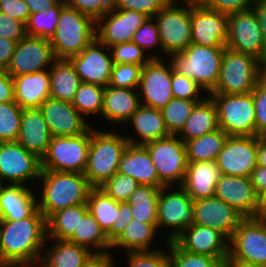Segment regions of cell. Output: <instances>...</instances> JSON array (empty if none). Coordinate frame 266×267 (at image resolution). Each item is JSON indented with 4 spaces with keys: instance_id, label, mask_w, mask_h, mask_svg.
<instances>
[{
    "instance_id": "obj_1",
    "label": "cell",
    "mask_w": 266,
    "mask_h": 267,
    "mask_svg": "<svg viewBox=\"0 0 266 267\" xmlns=\"http://www.w3.org/2000/svg\"><path fill=\"white\" fill-rule=\"evenodd\" d=\"M47 242L46 218L39 209L22 220H0V256L6 266L40 263Z\"/></svg>"
},
{
    "instance_id": "obj_2",
    "label": "cell",
    "mask_w": 266,
    "mask_h": 267,
    "mask_svg": "<svg viewBox=\"0 0 266 267\" xmlns=\"http://www.w3.org/2000/svg\"><path fill=\"white\" fill-rule=\"evenodd\" d=\"M39 180L43 189L38 209L46 219L58 210L86 204L92 188L83 173L41 170Z\"/></svg>"
},
{
    "instance_id": "obj_3",
    "label": "cell",
    "mask_w": 266,
    "mask_h": 267,
    "mask_svg": "<svg viewBox=\"0 0 266 267\" xmlns=\"http://www.w3.org/2000/svg\"><path fill=\"white\" fill-rule=\"evenodd\" d=\"M129 145L126 136L90 128V146L84 175L92 187H100L118 172L119 162Z\"/></svg>"
},
{
    "instance_id": "obj_4",
    "label": "cell",
    "mask_w": 266,
    "mask_h": 267,
    "mask_svg": "<svg viewBox=\"0 0 266 267\" xmlns=\"http://www.w3.org/2000/svg\"><path fill=\"white\" fill-rule=\"evenodd\" d=\"M226 46H201L191 43L184 51L171 54L174 71L193 79L208 94L215 88Z\"/></svg>"
},
{
    "instance_id": "obj_5",
    "label": "cell",
    "mask_w": 266,
    "mask_h": 267,
    "mask_svg": "<svg viewBox=\"0 0 266 267\" xmlns=\"http://www.w3.org/2000/svg\"><path fill=\"white\" fill-rule=\"evenodd\" d=\"M266 73V65L256 57L225 48L220 75L209 94H245L252 92Z\"/></svg>"
},
{
    "instance_id": "obj_6",
    "label": "cell",
    "mask_w": 266,
    "mask_h": 267,
    "mask_svg": "<svg viewBox=\"0 0 266 267\" xmlns=\"http://www.w3.org/2000/svg\"><path fill=\"white\" fill-rule=\"evenodd\" d=\"M96 22L78 10L64 5L54 35L49 39L56 59L78 55L96 38Z\"/></svg>"
},
{
    "instance_id": "obj_7",
    "label": "cell",
    "mask_w": 266,
    "mask_h": 267,
    "mask_svg": "<svg viewBox=\"0 0 266 267\" xmlns=\"http://www.w3.org/2000/svg\"><path fill=\"white\" fill-rule=\"evenodd\" d=\"M208 95L216 105L219 128L228 136H256L252 92Z\"/></svg>"
},
{
    "instance_id": "obj_8",
    "label": "cell",
    "mask_w": 266,
    "mask_h": 267,
    "mask_svg": "<svg viewBox=\"0 0 266 267\" xmlns=\"http://www.w3.org/2000/svg\"><path fill=\"white\" fill-rule=\"evenodd\" d=\"M153 18L158 25L163 55L182 52L191 44V3L170 1Z\"/></svg>"
},
{
    "instance_id": "obj_9",
    "label": "cell",
    "mask_w": 266,
    "mask_h": 267,
    "mask_svg": "<svg viewBox=\"0 0 266 267\" xmlns=\"http://www.w3.org/2000/svg\"><path fill=\"white\" fill-rule=\"evenodd\" d=\"M90 146V129L77 136L52 137L41 169L56 172L84 173Z\"/></svg>"
},
{
    "instance_id": "obj_10",
    "label": "cell",
    "mask_w": 266,
    "mask_h": 267,
    "mask_svg": "<svg viewBox=\"0 0 266 267\" xmlns=\"http://www.w3.org/2000/svg\"><path fill=\"white\" fill-rule=\"evenodd\" d=\"M176 136L170 134L144 145L151 156L159 180L165 186L173 187V183L181 186L188 166L185 142Z\"/></svg>"
},
{
    "instance_id": "obj_11",
    "label": "cell",
    "mask_w": 266,
    "mask_h": 267,
    "mask_svg": "<svg viewBox=\"0 0 266 267\" xmlns=\"http://www.w3.org/2000/svg\"><path fill=\"white\" fill-rule=\"evenodd\" d=\"M177 187L174 191L170 190L171 186L162 187L158 198L157 230L173 229L166 234L167 242L174 241L187 227L194 225L193 199L181 186Z\"/></svg>"
},
{
    "instance_id": "obj_12",
    "label": "cell",
    "mask_w": 266,
    "mask_h": 267,
    "mask_svg": "<svg viewBox=\"0 0 266 267\" xmlns=\"http://www.w3.org/2000/svg\"><path fill=\"white\" fill-rule=\"evenodd\" d=\"M226 47L252 55L266 65V43L253 8L228 15Z\"/></svg>"
},
{
    "instance_id": "obj_13",
    "label": "cell",
    "mask_w": 266,
    "mask_h": 267,
    "mask_svg": "<svg viewBox=\"0 0 266 267\" xmlns=\"http://www.w3.org/2000/svg\"><path fill=\"white\" fill-rule=\"evenodd\" d=\"M225 261L266 267V221L244 218L229 240V256Z\"/></svg>"
},
{
    "instance_id": "obj_14",
    "label": "cell",
    "mask_w": 266,
    "mask_h": 267,
    "mask_svg": "<svg viewBox=\"0 0 266 267\" xmlns=\"http://www.w3.org/2000/svg\"><path fill=\"white\" fill-rule=\"evenodd\" d=\"M41 170V159L17 141L0 142V184L25 185L39 180Z\"/></svg>"
},
{
    "instance_id": "obj_15",
    "label": "cell",
    "mask_w": 266,
    "mask_h": 267,
    "mask_svg": "<svg viewBox=\"0 0 266 267\" xmlns=\"http://www.w3.org/2000/svg\"><path fill=\"white\" fill-rule=\"evenodd\" d=\"M169 64L160 58L143 66L138 86L141 105L162 110L174 98L171 89L174 69L170 61Z\"/></svg>"
},
{
    "instance_id": "obj_16",
    "label": "cell",
    "mask_w": 266,
    "mask_h": 267,
    "mask_svg": "<svg viewBox=\"0 0 266 267\" xmlns=\"http://www.w3.org/2000/svg\"><path fill=\"white\" fill-rule=\"evenodd\" d=\"M55 60L56 57L49 39L26 35L17 42L6 71L11 77L26 75L49 69Z\"/></svg>"
},
{
    "instance_id": "obj_17",
    "label": "cell",
    "mask_w": 266,
    "mask_h": 267,
    "mask_svg": "<svg viewBox=\"0 0 266 267\" xmlns=\"http://www.w3.org/2000/svg\"><path fill=\"white\" fill-rule=\"evenodd\" d=\"M258 136H228L216 159L221 174L250 177L257 166Z\"/></svg>"
},
{
    "instance_id": "obj_18",
    "label": "cell",
    "mask_w": 266,
    "mask_h": 267,
    "mask_svg": "<svg viewBox=\"0 0 266 267\" xmlns=\"http://www.w3.org/2000/svg\"><path fill=\"white\" fill-rule=\"evenodd\" d=\"M143 13L111 8L96 21V39L108 48L119 43L131 42L134 33L146 21Z\"/></svg>"
},
{
    "instance_id": "obj_19",
    "label": "cell",
    "mask_w": 266,
    "mask_h": 267,
    "mask_svg": "<svg viewBox=\"0 0 266 267\" xmlns=\"http://www.w3.org/2000/svg\"><path fill=\"white\" fill-rule=\"evenodd\" d=\"M194 224L219 231L230 240L245 218L234 207L216 196L193 201Z\"/></svg>"
},
{
    "instance_id": "obj_20",
    "label": "cell",
    "mask_w": 266,
    "mask_h": 267,
    "mask_svg": "<svg viewBox=\"0 0 266 267\" xmlns=\"http://www.w3.org/2000/svg\"><path fill=\"white\" fill-rule=\"evenodd\" d=\"M104 48L109 50L95 38L78 55L69 58L82 82L109 85L114 63L111 52L107 54Z\"/></svg>"
},
{
    "instance_id": "obj_21",
    "label": "cell",
    "mask_w": 266,
    "mask_h": 267,
    "mask_svg": "<svg viewBox=\"0 0 266 267\" xmlns=\"http://www.w3.org/2000/svg\"><path fill=\"white\" fill-rule=\"evenodd\" d=\"M228 15L191 4V43L201 46H226Z\"/></svg>"
},
{
    "instance_id": "obj_22",
    "label": "cell",
    "mask_w": 266,
    "mask_h": 267,
    "mask_svg": "<svg viewBox=\"0 0 266 267\" xmlns=\"http://www.w3.org/2000/svg\"><path fill=\"white\" fill-rule=\"evenodd\" d=\"M39 109L52 137L77 136L86 133L92 127L72 102L49 97Z\"/></svg>"
},
{
    "instance_id": "obj_23",
    "label": "cell",
    "mask_w": 266,
    "mask_h": 267,
    "mask_svg": "<svg viewBox=\"0 0 266 267\" xmlns=\"http://www.w3.org/2000/svg\"><path fill=\"white\" fill-rule=\"evenodd\" d=\"M214 196L234 207L245 218L257 214L259 195L250 177L221 174Z\"/></svg>"
},
{
    "instance_id": "obj_24",
    "label": "cell",
    "mask_w": 266,
    "mask_h": 267,
    "mask_svg": "<svg viewBox=\"0 0 266 267\" xmlns=\"http://www.w3.org/2000/svg\"><path fill=\"white\" fill-rule=\"evenodd\" d=\"M174 241L187 252L219 258L223 263L229 256V240L210 227L194 224Z\"/></svg>"
},
{
    "instance_id": "obj_25",
    "label": "cell",
    "mask_w": 266,
    "mask_h": 267,
    "mask_svg": "<svg viewBox=\"0 0 266 267\" xmlns=\"http://www.w3.org/2000/svg\"><path fill=\"white\" fill-rule=\"evenodd\" d=\"M52 135L39 108L23 109L17 142L42 159Z\"/></svg>"
},
{
    "instance_id": "obj_26",
    "label": "cell",
    "mask_w": 266,
    "mask_h": 267,
    "mask_svg": "<svg viewBox=\"0 0 266 267\" xmlns=\"http://www.w3.org/2000/svg\"><path fill=\"white\" fill-rule=\"evenodd\" d=\"M117 173L129 175L134 178L139 185H151L159 188L165 187L159 180L157 170L144 145L129 143L121 157Z\"/></svg>"
},
{
    "instance_id": "obj_27",
    "label": "cell",
    "mask_w": 266,
    "mask_h": 267,
    "mask_svg": "<svg viewBox=\"0 0 266 267\" xmlns=\"http://www.w3.org/2000/svg\"><path fill=\"white\" fill-rule=\"evenodd\" d=\"M25 185L0 184V220H22L38 209V198Z\"/></svg>"
},
{
    "instance_id": "obj_28",
    "label": "cell",
    "mask_w": 266,
    "mask_h": 267,
    "mask_svg": "<svg viewBox=\"0 0 266 267\" xmlns=\"http://www.w3.org/2000/svg\"><path fill=\"white\" fill-rule=\"evenodd\" d=\"M15 102L22 109L39 108L50 97L49 69L12 77Z\"/></svg>"
},
{
    "instance_id": "obj_29",
    "label": "cell",
    "mask_w": 266,
    "mask_h": 267,
    "mask_svg": "<svg viewBox=\"0 0 266 267\" xmlns=\"http://www.w3.org/2000/svg\"><path fill=\"white\" fill-rule=\"evenodd\" d=\"M220 175L216 161L188 162L181 187L193 201L213 197Z\"/></svg>"
},
{
    "instance_id": "obj_30",
    "label": "cell",
    "mask_w": 266,
    "mask_h": 267,
    "mask_svg": "<svg viewBox=\"0 0 266 267\" xmlns=\"http://www.w3.org/2000/svg\"><path fill=\"white\" fill-rule=\"evenodd\" d=\"M138 89L106 86L102 116L110 123H126L140 104Z\"/></svg>"
},
{
    "instance_id": "obj_31",
    "label": "cell",
    "mask_w": 266,
    "mask_h": 267,
    "mask_svg": "<svg viewBox=\"0 0 266 267\" xmlns=\"http://www.w3.org/2000/svg\"><path fill=\"white\" fill-rule=\"evenodd\" d=\"M126 123H132L135 134L140 138L127 136L130 144L145 145L170 135L166 129L162 111L153 107L140 105Z\"/></svg>"
},
{
    "instance_id": "obj_32",
    "label": "cell",
    "mask_w": 266,
    "mask_h": 267,
    "mask_svg": "<svg viewBox=\"0 0 266 267\" xmlns=\"http://www.w3.org/2000/svg\"><path fill=\"white\" fill-rule=\"evenodd\" d=\"M217 129H219L217 108L212 98L206 95L195 105L178 137L187 142Z\"/></svg>"
},
{
    "instance_id": "obj_33",
    "label": "cell",
    "mask_w": 266,
    "mask_h": 267,
    "mask_svg": "<svg viewBox=\"0 0 266 267\" xmlns=\"http://www.w3.org/2000/svg\"><path fill=\"white\" fill-rule=\"evenodd\" d=\"M54 240V241H53ZM47 254L41 257L43 267H83L95 250L74 244L69 240L53 239Z\"/></svg>"
},
{
    "instance_id": "obj_34",
    "label": "cell",
    "mask_w": 266,
    "mask_h": 267,
    "mask_svg": "<svg viewBox=\"0 0 266 267\" xmlns=\"http://www.w3.org/2000/svg\"><path fill=\"white\" fill-rule=\"evenodd\" d=\"M50 97L72 102L82 83L69 59H56L49 69Z\"/></svg>"
},
{
    "instance_id": "obj_35",
    "label": "cell",
    "mask_w": 266,
    "mask_h": 267,
    "mask_svg": "<svg viewBox=\"0 0 266 267\" xmlns=\"http://www.w3.org/2000/svg\"><path fill=\"white\" fill-rule=\"evenodd\" d=\"M157 231L152 224L132 219L111 244V249L122 247L126 252L153 251L150 247L157 236Z\"/></svg>"
},
{
    "instance_id": "obj_36",
    "label": "cell",
    "mask_w": 266,
    "mask_h": 267,
    "mask_svg": "<svg viewBox=\"0 0 266 267\" xmlns=\"http://www.w3.org/2000/svg\"><path fill=\"white\" fill-rule=\"evenodd\" d=\"M87 211V204H78L51 214L46 219L47 240H68L78 227L80 217H83Z\"/></svg>"
},
{
    "instance_id": "obj_37",
    "label": "cell",
    "mask_w": 266,
    "mask_h": 267,
    "mask_svg": "<svg viewBox=\"0 0 266 267\" xmlns=\"http://www.w3.org/2000/svg\"><path fill=\"white\" fill-rule=\"evenodd\" d=\"M161 188L151 185H138L129 200L132 218L152 224L157 229V206Z\"/></svg>"
},
{
    "instance_id": "obj_38",
    "label": "cell",
    "mask_w": 266,
    "mask_h": 267,
    "mask_svg": "<svg viewBox=\"0 0 266 267\" xmlns=\"http://www.w3.org/2000/svg\"><path fill=\"white\" fill-rule=\"evenodd\" d=\"M68 240L89 250H92L90 249L92 246L97 249L95 253H106L111 248L106 233L89 211L83 217H80L78 227Z\"/></svg>"
},
{
    "instance_id": "obj_39",
    "label": "cell",
    "mask_w": 266,
    "mask_h": 267,
    "mask_svg": "<svg viewBox=\"0 0 266 267\" xmlns=\"http://www.w3.org/2000/svg\"><path fill=\"white\" fill-rule=\"evenodd\" d=\"M228 135L221 129L185 142L188 162L216 161Z\"/></svg>"
},
{
    "instance_id": "obj_40",
    "label": "cell",
    "mask_w": 266,
    "mask_h": 267,
    "mask_svg": "<svg viewBox=\"0 0 266 267\" xmlns=\"http://www.w3.org/2000/svg\"><path fill=\"white\" fill-rule=\"evenodd\" d=\"M86 204L88 211L106 233L118 217L119 202L100 187H92Z\"/></svg>"
},
{
    "instance_id": "obj_41",
    "label": "cell",
    "mask_w": 266,
    "mask_h": 267,
    "mask_svg": "<svg viewBox=\"0 0 266 267\" xmlns=\"http://www.w3.org/2000/svg\"><path fill=\"white\" fill-rule=\"evenodd\" d=\"M64 1L59 0L55 5L42 10L41 12L30 14L26 25V33L31 37H43L50 39L56 30L60 18Z\"/></svg>"
},
{
    "instance_id": "obj_42",
    "label": "cell",
    "mask_w": 266,
    "mask_h": 267,
    "mask_svg": "<svg viewBox=\"0 0 266 267\" xmlns=\"http://www.w3.org/2000/svg\"><path fill=\"white\" fill-rule=\"evenodd\" d=\"M105 87L82 82L78 87L72 105L84 117L102 114Z\"/></svg>"
},
{
    "instance_id": "obj_43",
    "label": "cell",
    "mask_w": 266,
    "mask_h": 267,
    "mask_svg": "<svg viewBox=\"0 0 266 267\" xmlns=\"http://www.w3.org/2000/svg\"><path fill=\"white\" fill-rule=\"evenodd\" d=\"M200 101L202 100L171 99L161 110L169 134L178 135L181 132L195 105Z\"/></svg>"
},
{
    "instance_id": "obj_44",
    "label": "cell",
    "mask_w": 266,
    "mask_h": 267,
    "mask_svg": "<svg viewBox=\"0 0 266 267\" xmlns=\"http://www.w3.org/2000/svg\"><path fill=\"white\" fill-rule=\"evenodd\" d=\"M169 253V267H223L219 258L194 254L183 250L175 241L167 242Z\"/></svg>"
},
{
    "instance_id": "obj_45",
    "label": "cell",
    "mask_w": 266,
    "mask_h": 267,
    "mask_svg": "<svg viewBox=\"0 0 266 267\" xmlns=\"http://www.w3.org/2000/svg\"><path fill=\"white\" fill-rule=\"evenodd\" d=\"M22 111L15 101L0 103V142L17 141Z\"/></svg>"
},
{
    "instance_id": "obj_46",
    "label": "cell",
    "mask_w": 266,
    "mask_h": 267,
    "mask_svg": "<svg viewBox=\"0 0 266 267\" xmlns=\"http://www.w3.org/2000/svg\"><path fill=\"white\" fill-rule=\"evenodd\" d=\"M114 64L146 65L151 59H160V55L147 56V53L133 41L119 43L109 47ZM146 54V55H145Z\"/></svg>"
},
{
    "instance_id": "obj_47",
    "label": "cell",
    "mask_w": 266,
    "mask_h": 267,
    "mask_svg": "<svg viewBox=\"0 0 266 267\" xmlns=\"http://www.w3.org/2000/svg\"><path fill=\"white\" fill-rule=\"evenodd\" d=\"M137 181L129 175L116 173L100 188L118 202H127L138 187Z\"/></svg>"
},
{
    "instance_id": "obj_48",
    "label": "cell",
    "mask_w": 266,
    "mask_h": 267,
    "mask_svg": "<svg viewBox=\"0 0 266 267\" xmlns=\"http://www.w3.org/2000/svg\"><path fill=\"white\" fill-rule=\"evenodd\" d=\"M142 68V65L137 64H114L109 85L112 87L138 89Z\"/></svg>"
},
{
    "instance_id": "obj_49",
    "label": "cell",
    "mask_w": 266,
    "mask_h": 267,
    "mask_svg": "<svg viewBox=\"0 0 266 267\" xmlns=\"http://www.w3.org/2000/svg\"><path fill=\"white\" fill-rule=\"evenodd\" d=\"M171 89L174 98L187 99V100H203L205 97L199 96L204 90L193 79H190L184 75L179 74L176 71H172Z\"/></svg>"
},
{
    "instance_id": "obj_50",
    "label": "cell",
    "mask_w": 266,
    "mask_h": 267,
    "mask_svg": "<svg viewBox=\"0 0 266 267\" xmlns=\"http://www.w3.org/2000/svg\"><path fill=\"white\" fill-rule=\"evenodd\" d=\"M128 267H169V252L162 250L127 252Z\"/></svg>"
},
{
    "instance_id": "obj_51",
    "label": "cell",
    "mask_w": 266,
    "mask_h": 267,
    "mask_svg": "<svg viewBox=\"0 0 266 267\" xmlns=\"http://www.w3.org/2000/svg\"><path fill=\"white\" fill-rule=\"evenodd\" d=\"M255 105L256 136H266V73L252 91Z\"/></svg>"
},
{
    "instance_id": "obj_52",
    "label": "cell",
    "mask_w": 266,
    "mask_h": 267,
    "mask_svg": "<svg viewBox=\"0 0 266 267\" xmlns=\"http://www.w3.org/2000/svg\"><path fill=\"white\" fill-rule=\"evenodd\" d=\"M170 0H114L112 7L118 10L136 11L154 17Z\"/></svg>"
},
{
    "instance_id": "obj_53",
    "label": "cell",
    "mask_w": 266,
    "mask_h": 267,
    "mask_svg": "<svg viewBox=\"0 0 266 267\" xmlns=\"http://www.w3.org/2000/svg\"><path fill=\"white\" fill-rule=\"evenodd\" d=\"M153 17H148L146 21L134 33L133 42L141 49L147 52L148 49L159 45L161 50V43L158 33V25L155 23Z\"/></svg>"
},
{
    "instance_id": "obj_54",
    "label": "cell",
    "mask_w": 266,
    "mask_h": 267,
    "mask_svg": "<svg viewBox=\"0 0 266 267\" xmlns=\"http://www.w3.org/2000/svg\"><path fill=\"white\" fill-rule=\"evenodd\" d=\"M64 4L91 17L95 22L111 8L109 0H63Z\"/></svg>"
},
{
    "instance_id": "obj_55",
    "label": "cell",
    "mask_w": 266,
    "mask_h": 267,
    "mask_svg": "<svg viewBox=\"0 0 266 267\" xmlns=\"http://www.w3.org/2000/svg\"><path fill=\"white\" fill-rule=\"evenodd\" d=\"M255 0H204L201 5L226 15L251 9Z\"/></svg>"
},
{
    "instance_id": "obj_56",
    "label": "cell",
    "mask_w": 266,
    "mask_h": 267,
    "mask_svg": "<svg viewBox=\"0 0 266 267\" xmlns=\"http://www.w3.org/2000/svg\"><path fill=\"white\" fill-rule=\"evenodd\" d=\"M26 35L25 23L0 11V37L18 42Z\"/></svg>"
},
{
    "instance_id": "obj_57",
    "label": "cell",
    "mask_w": 266,
    "mask_h": 267,
    "mask_svg": "<svg viewBox=\"0 0 266 267\" xmlns=\"http://www.w3.org/2000/svg\"><path fill=\"white\" fill-rule=\"evenodd\" d=\"M131 208L128 202H119L118 217L112 227L106 232L108 241L112 244L132 220Z\"/></svg>"
},
{
    "instance_id": "obj_58",
    "label": "cell",
    "mask_w": 266,
    "mask_h": 267,
    "mask_svg": "<svg viewBox=\"0 0 266 267\" xmlns=\"http://www.w3.org/2000/svg\"><path fill=\"white\" fill-rule=\"evenodd\" d=\"M0 11L25 24L30 16L28 5L24 0H0Z\"/></svg>"
},
{
    "instance_id": "obj_59",
    "label": "cell",
    "mask_w": 266,
    "mask_h": 267,
    "mask_svg": "<svg viewBox=\"0 0 266 267\" xmlns=\"http://www.w3.org/2000/svg\"><path fill=\"white\" fill-rule=\"evenodd\" d=\"M15 101L14 83L6 70H0V103Z\"/></svg>"
},
{
    "instance_id": "obj_60",
    "label": "cell",
    "mask_w": 266,
    "mask_h": 267,
    "mask_svg": "<svg viewBox=\"0 0 266 267\" xmlns=\"http://www.w3.org/2000/svg\"><path fill=\"white\" fill-rule=\"evenodd\" d=\"M17 41L0 37V70H6L12 59Z\"/></svg>"
},
{
    "instance_id": "obj_61",
    "label": "cell",
    "mask_w": 266,
    "mask_h": 267,
    "mask_svg": "<svg viewBox=\"0 0 266 267\" xmlns=\"http://www.w3.org/2000/svg\"><path fill=\"white\" fill-rule=\"evenodd\" d=\"M113 253H94L83 267H116Z\"/></svg>"
},
{
    "instance_id": "obj_62",
    "label": "cell",
    "mask_w": 266,
    "mask_h": 267,
    "mask_svg": "<svg viewBox=\"0 0 266 267\" xmlns=\"http://www.w3.org/2000/svg\"><path fill=\"white\" fill-rule=\"evenodd\" d=\"M250 179L259 196L266 192V167L257 165L253 169Z\"/></svg>"
},
{
    "instance_id": "obj_63",
    "label": "cell",
    "mask_w": 266,
    "mask_h": 267,
    "mask_svg": "<svg viewBox=\"0 0 266 267\" xmlns=\"http://www.w3.org/2000/svg\"><path fill=\"white\" fill-rule=\"evenodd\" d=\"M28 5L30 14L47 10L55 5L59 0H24Z\"/></svg>"
},
{
    "instance_id": "obj_64",
    "label": "cell",
    "mask_w": 266,
    "mask_h": 267,
    "mask_svg": "<svg viewBox=\"0 0 266 267\" xmlns=\"http://www.w3.org/2000/svg\"><path fill=\"white\" fill-rule=\"evenodd\" d=\"M257 165L266 167V136H258Z\"/></svg>"
},
{
    "instance_id": "obj_65",
    "label": "cell",
    "mask_w": 266,
    "mask_h": 267,
    "mask_svg": "<svg viewBox=\"0 0 266 267\" xmlns=\"http://www.w3.org/2000/svg\"><path fill=\"white\" fill-rule=\"evenodd\" d=\"M255 218L266 221V192L259 196V208Z\"/></svg>"
},
{
    "instance_id": "obj_66",
    "label": "cell",
    "mask_w": 266,
    "mask_h": 267,
    "mask_svg": "<svg viewBox=\"0 0 266 267\" xmlns=\"http://www.w3.org/2000/svg\"><path fill=\"white\" fill-rule=\"evenodd\" d=\"M224 267H264L257 264H249L241 261H225Z\"/></svg>"
},
{
    "instance_id": "obj_67",
    "label": "cell",
    "mask_w": 266,
    "mask_h": 267,
    "mask_svg": "<svg viewBox=\"0 0 266 267\" xmlns=\"http://www.w3.org/2000/svg\"><path fill=\"white\" fill-rule=\"evenodd\" d=\"M261 27L263 39L266 43V13H256Z\"/></svg>"
},
{
    "instance_id": "obj_68",
    "label": "cell",
    "mask_w": 266,
    "mask_h": 267,
    "mask_svg": "<svg viewBox=\"0 0 266 267\" xmlns=\"http://www.w3.org/2000/svg\"><path fill=\"white\" fill-rule=\"evenodd\" d=\"M252 8L255 13H266V0H255Z\"/></svg>"
},
{
    "instance_id": "obj_69",
    "label": "cell",
    "mask_w": 266,
    "mask_h": 267,
    "mask_svg": "<svg viewBox=\"0 0 266 267\" xmlns=\"http://www.w3.org/2000/svg\"><path fill=\"white\" fill-rule=\"evenodd\" d=\"M172 2H176L177 0H170ZM183 1L184 3H191V4H201L204 0H179Z\"/></svg>"
},
{
    "instance_id": "obj_70",
    "label": "cell",
    "mask_w": 266,
    "mask_h": 267,
    "mask_svg": "<svg viewBox=\"0 0 266 267\" xmlns=\"http://www.w3.org/2000/svg\"><path fill=\"white\" fill-rule=\"evenodd\" d=\"M4 266H6V265L4 264V262H3V260H2V258L0 256V267H4Z\"/></svg>"
},
{
    "instance_id": "obj_71",
    "label": "cell",
    "mask_w": 266,
    "mask_h": 267,
    "mask_svg": "<svg viewBox=\"0 0 266 267\" xmlns=\"http://www.w3.org/2000/svg\"><path fill=\"white\" fill-rule=\"evenodd\" d=\"M38 264H39V265L36 264L34 267H37V266H38V267H43L40 263H38Z\"/></svg>"
}]
</instances>
